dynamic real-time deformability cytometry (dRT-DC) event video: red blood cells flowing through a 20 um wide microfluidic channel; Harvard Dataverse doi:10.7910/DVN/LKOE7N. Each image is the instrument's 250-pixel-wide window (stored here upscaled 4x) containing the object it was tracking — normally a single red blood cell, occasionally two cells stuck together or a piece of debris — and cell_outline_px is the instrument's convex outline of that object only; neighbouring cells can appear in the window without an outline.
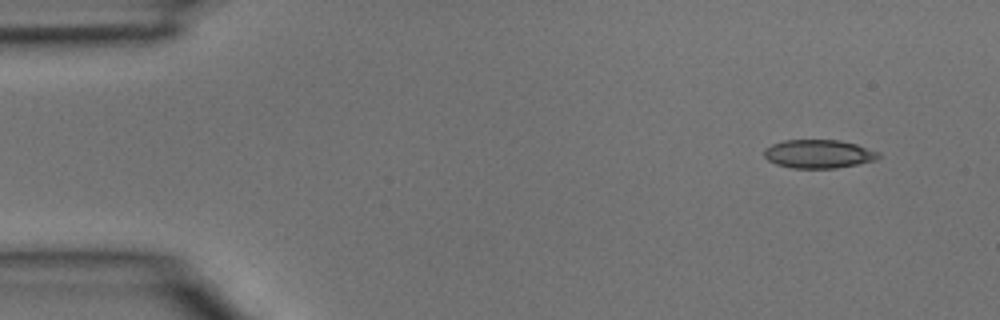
{"species": "common noctule bat (a hibernating species)", "species_latin": "Nyctalus noctula", "temperature_condition": "room temperature", "stored_images_in_passage": 3, "camera_frame_rate_fps": 3000, "um_per_image_px": 0.085, "animal": {"sex": "male", "body_mass_g": 15.6}, "frame": {"image": 1, "passage_image": 1, "time_ms": 0.0, "image_size_px": [1000, 320], "cell_outline_px": [[880, 156], [876, 160], [836, 168], [792, 168], [776, 164], [768, 160], [764, 156], [764, 148], [772, 144], [784, 140], [840, 140], [856, 144], [880, 152]], "centroid_in_image_um": [69.57, 13.08], "position_along_channel_um": 15.4, "area_um2": 19.02}}
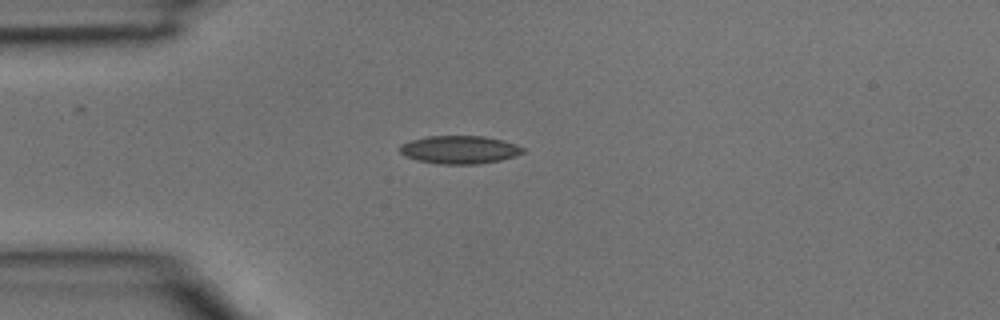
{"frame": {"image": 2, "passage_image": 3, "time_ms": 0.667, "image_size_px": [1000, 320], "cell_outline_px": [[524, 152], [516, 156], [500, 160], [476, 164], [440, 164], [416, 160], [404, 156], [400, 152], [400, 144], [412, 140], [428, 136], [484, 136], [504, 140], [516, 144], [524, 148]], "centroid_in_image_um": [39.07, 12.72], "position_along_channel_um": 45.9, "area_um2": 20.17}}